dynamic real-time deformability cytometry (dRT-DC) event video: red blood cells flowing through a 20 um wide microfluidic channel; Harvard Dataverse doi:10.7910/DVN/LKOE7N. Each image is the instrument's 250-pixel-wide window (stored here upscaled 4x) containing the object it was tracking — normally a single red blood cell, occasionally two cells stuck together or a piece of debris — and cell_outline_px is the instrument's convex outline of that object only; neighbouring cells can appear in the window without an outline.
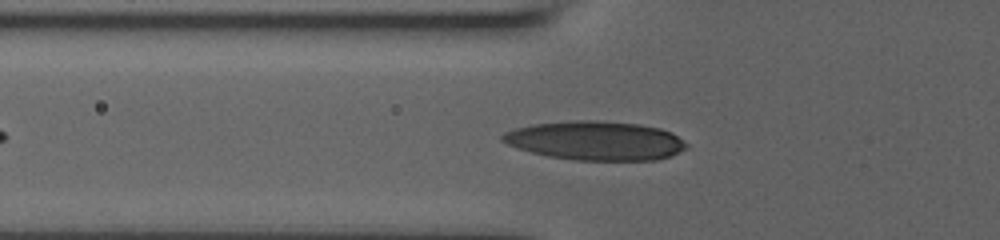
{"species": "human", "species_latin": "Homo sapiens", "temperature_condition": "room temperature", "stored_images_in_passage": 58, "camera_frame_rate_fps": 3000, "um_per_image_px": 0.085, "donor": {"sex": "male"}, "frame": {"image": 1, "passage_image": 13, "time_ms": 2.667, "image_size_px": [1000, 240], "cell_outline_px": [[688, 148], [672, 156], [656, 160], [576, 160], [548, 156], [532, 152], [508, 144], [500, 140], [500, 136], [504, 132], [516, 128], [532, 124], [568, 120], [596, 120], [640, 124], [660, 128], [672, 132], [688, 144]], "centroid_in_image_um": [50.65, 11.95], "position_along_channel_um": 75.2, "area_um2": 42.02}}
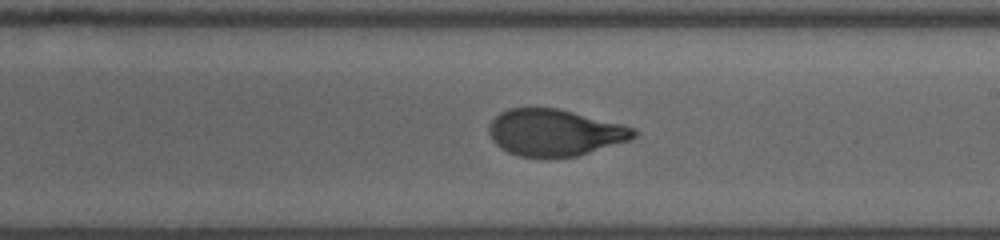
{"frame": {"image": 2, "passage_image": 33, "time_ms": 7.0, "image_size_px": [1000, 240], "cell_outline_px": [[636, 136], [632, 140], [576, 156], [520, 156], [508, 152], [500, 148], [492, 140], [488, 132], [488, 128], [492, 120], [500, 112], [508, 108], [556, 108], [624, 124], [636, 128]], "centroid_in_image_um": [47.17, 11.25], "position_along_channel_um": 241.8, "area_um2": 39.25}}
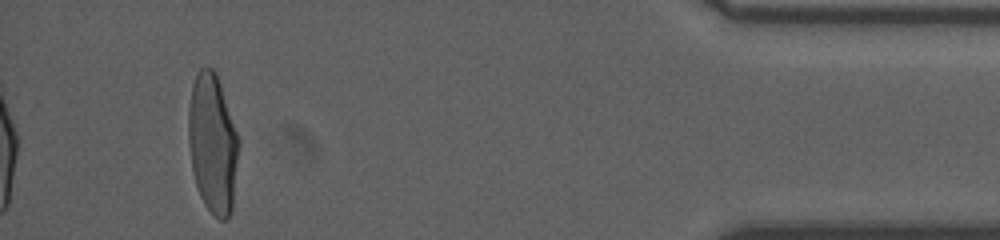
{"frame": {"image": 3, "passage_image": 58, "time_ms": 13.0, "image_size_px": [1000, 240], "cell_outline_px": [[240, 144], [232, 212], [228, 220], [220, 220], [204, 204], [200, 196], [196, 184], [192, 168], [188, 144], [188, 108], [192, 84], [196, 72], [204, 64], [212, 68], [216, 72], [240, 140]], "centroid_in_image_um": [18.08, 12.18], "position_along_channel_um": 417.1, "area_um2": 41.44}, "authors_computed_cell_mechanics": {"area_um2": 39.8242, "velocity_mm_per_s": 3.8582, "shape_relaxation_time_tau1_ms": 6.5942, "shape_relaxation_time_tau2_ms": null, "deformation_change_tau1": 0.2524, "deformation_change_tau2": null}}